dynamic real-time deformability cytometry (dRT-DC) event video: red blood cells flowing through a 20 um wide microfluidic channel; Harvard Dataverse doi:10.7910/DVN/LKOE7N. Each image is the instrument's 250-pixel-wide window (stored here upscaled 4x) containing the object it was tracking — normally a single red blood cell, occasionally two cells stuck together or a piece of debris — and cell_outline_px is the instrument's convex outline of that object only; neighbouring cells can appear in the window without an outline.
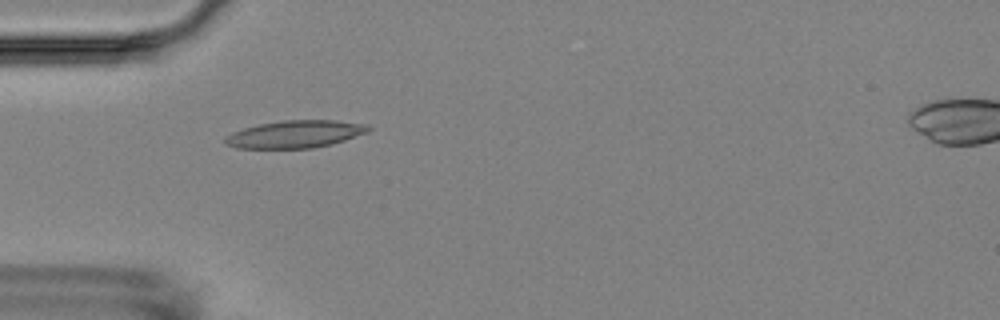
{"species": "Egyptian fruit bat (a non-hibernating species)", "species_latin": "Rousettus aegyptiacus", "temperature_condition": "room temperature", "stored_images_in_passage": 3, "camera_frame_rate_fps": 3000, "um_per_image_px": 0.085, "animal": {"sex": "female"}, "frame": {"image": 1, "passage_image": 1, "time_ms": 0.0, "image_size_px": [1000, 320], "cell_outline_px": [[372, 128], [368, 132], [332, 144], [312, 148], [236, 148], [224, 144], [224, 136], [232, 132], [244, 128], [260, 124], [284, 120], [336, 120], [368, 124]], "centroid_in_image_um": [25.09, 11.4], "position_along_channel_um": 59.9, "area_um2": 23.0}}
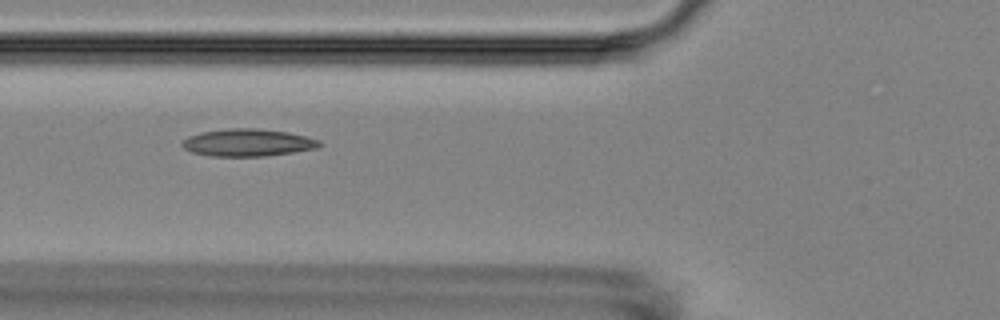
{"frame": {"image": 2, "passage_image": 2, "time_ms": 1.333, "image_size_px": [1000, 320], "cell_outline_px": [[324, 144], [316, 148], [292, 152], [264, 156], [208, 156], [192, 152], [184, 148], [180, 144], [188, 136], [200, 132], [228, 128], [260, 128], [288, 132], [320, 140]], "centroid_in_image_um": [21.04, 12.11], "position_along_channel_um": 104.8, "area_um2": 21.96}}